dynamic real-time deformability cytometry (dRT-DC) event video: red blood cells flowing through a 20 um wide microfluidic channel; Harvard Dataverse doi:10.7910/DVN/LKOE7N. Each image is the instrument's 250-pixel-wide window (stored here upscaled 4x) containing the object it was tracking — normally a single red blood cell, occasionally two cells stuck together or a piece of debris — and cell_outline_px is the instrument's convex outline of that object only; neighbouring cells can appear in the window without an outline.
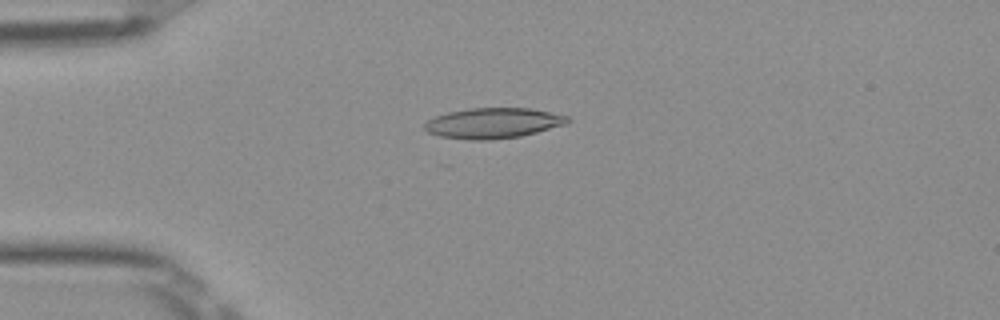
{"species": "Egyptian fruit bat (a non-hibernating species)", "species_latin": "Rousettus aegyptiacus", "temperature_condition": "room temperature", "stored_images_in_passage": 47, "camera_frame_rate_fps": 3000, "um_per_image_px": 0.085, "frame": {"image": 1, "passage_image": 9, "time_ms": 2.667, "image_size_px": [1000, 320], "cell_outline_px": [[572, 120], [564, 124], [536, 132], [520, 136], [488, 140], [468, 140], [440, 136], [428, 132], [424, 128], [424, 124], [428, 120], [436, 116], [448, 112], [468, 108], [532, 108], [568, 116]], "centroid_in_image_um": [41.9, 10.46], "position_along_channel_um": 43.1, "area_um2": 25.26}}
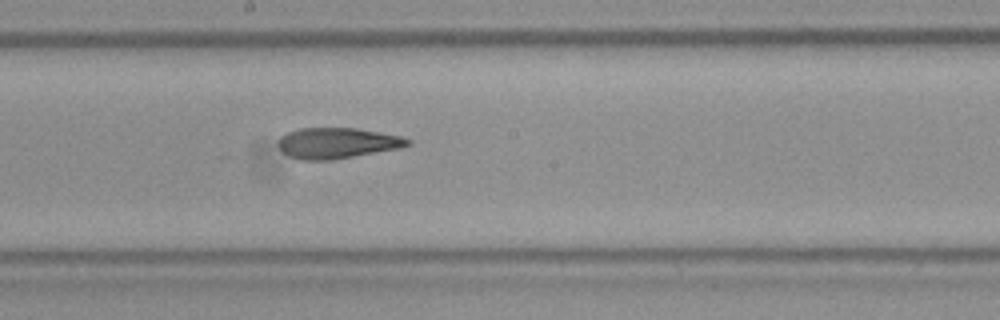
{"frame": {"image": 2, "passage_image": 24, "time_ms": 7.667, "image_size_px": [1000, 320], "cell_outline_px": [[412, 144], [400, 148], [332, 160], [300, 160], [288, 156], [276, 144], [280, 136], [288, 132], [300, 128], [356, 128], [404, 136], [412, 140]], "centroid_in_image_um": [28.68, 12.16], "position_along_channel_um": 219.5, "area_um2": 23.41}}
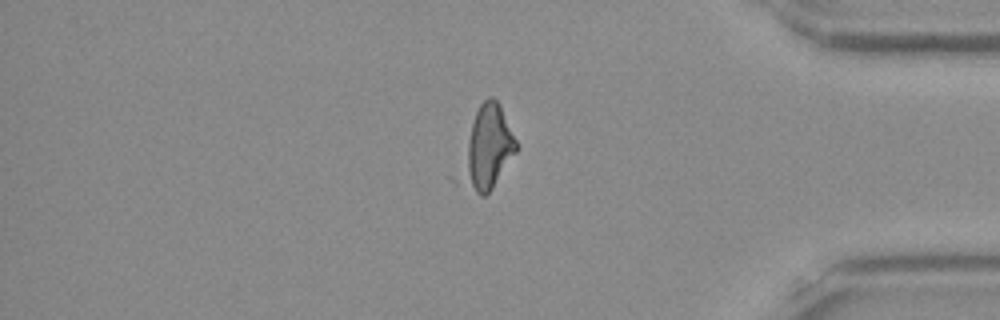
{"frame": {"image": 3, "passage_image": 39, "time_ms": 12.667, "image_size_px": [1000, 320], "cell_outline_px": [[520, 148], [492, 188], [484, 196], [480, 196], [456, 184], [448, 176], [476, 112], [480, 104], [488, 96], [492, 96], [500, 104]], "centroid_in_image_um": [41.22, 12.72], "position_along_channel_um": 394.0, "area_um2": 29.3}, "authors_computed_cell_mechanics": {"area_um2": 24.6228, "velocity_mm_per_s": 3.9906, "shape_relaxation_time_tau1_ms": null, "shape_relaxation_time_tau2_ms": 3.7123, "deformation_change_tau1": null, "deformation_change_tau2": 0.1382}}